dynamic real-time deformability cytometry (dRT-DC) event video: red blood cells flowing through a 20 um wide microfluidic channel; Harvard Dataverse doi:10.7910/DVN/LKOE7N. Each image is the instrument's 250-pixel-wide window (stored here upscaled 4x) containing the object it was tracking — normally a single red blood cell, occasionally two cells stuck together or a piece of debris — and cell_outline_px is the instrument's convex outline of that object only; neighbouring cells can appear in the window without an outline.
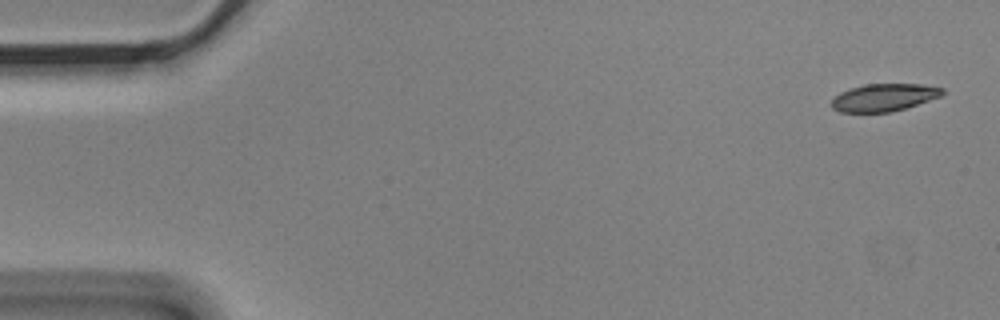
{"species": "Egyptian fruit bat (a non-hibernating species)", "species_latin": "Rousettus aegyptiacus", "temperature_condition": "cold", "stored_images_in_passage": 6, "camera_frame_rate_fps": 3000, "um_per_image_px": 0.085, "animal": {"sex": "male"}, "frame": {"image": 1, "passage_image": 1, "time_ms": 0.0, "image_size_px": [1000, 320], "cell_outline_px": [[944, 92], [940, 96], [892, 112], [840, 112], [832, 108], [832, 100], [840, 92], [864, 84], [920, 84], [944, 88]], "centroid_in_image_um": [75.12, 8.28], "position_along_channel_um": 9.9, "area_um2": 17.51}}
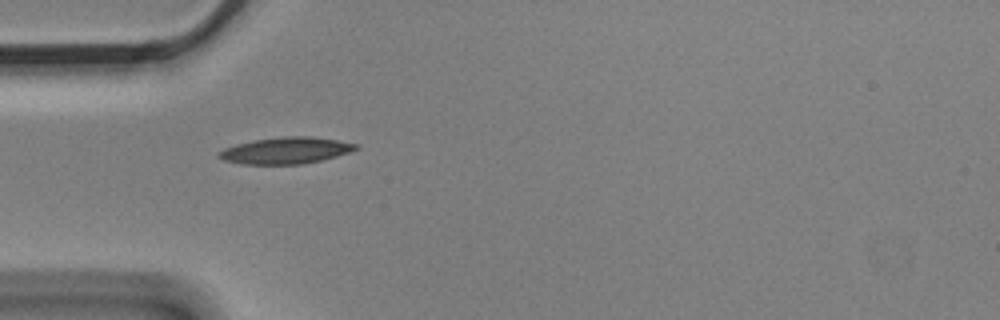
{"frame": {"image": 2, "passage_image": 5, "time_ms": 1.333, "image_size_px": [1000, 320], "cell_outline_px": [[360, 148], [352, 152], [304, 164], [240, 164], [224, 160], [216, 156], [216, 152], [224, 148], [236, 144], [256, 140], [284, 136], [312, 136], [360, 144]], "centroid_in_image_um": [24.31, 12.79], "position_along_channel_um": 60.7, "area_um2": 21.33}}
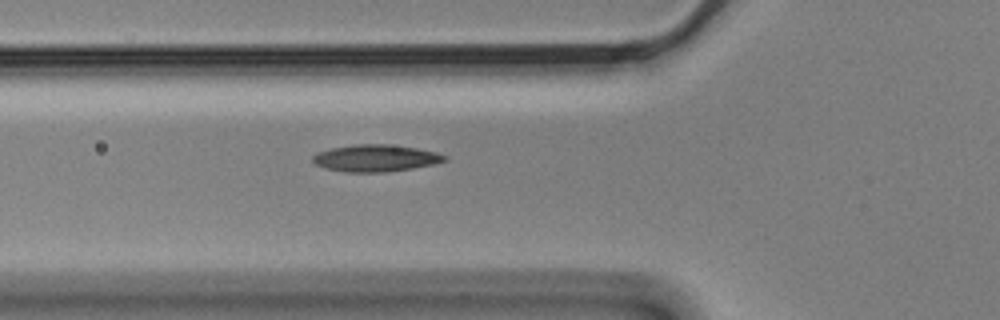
{"frame": {"image": 3, "passage_image": 6, "time_ms": 1.667, "image_size_px": [1000, 320], "cell_outline_px": [[448, 160], [432, 164], [412, 168], [388, 172], [344, 172], [324, 168], [316, 164], [312, 160], [312, 156], [316, 152], [332, 148], [356, 144], [388, 144], [416, 148], [436, 152], [448, 156]], "centroid_in_image_um": [31.91, 13.44], "position_along_channel_um": 93.9, "area_um2": 20.75}}